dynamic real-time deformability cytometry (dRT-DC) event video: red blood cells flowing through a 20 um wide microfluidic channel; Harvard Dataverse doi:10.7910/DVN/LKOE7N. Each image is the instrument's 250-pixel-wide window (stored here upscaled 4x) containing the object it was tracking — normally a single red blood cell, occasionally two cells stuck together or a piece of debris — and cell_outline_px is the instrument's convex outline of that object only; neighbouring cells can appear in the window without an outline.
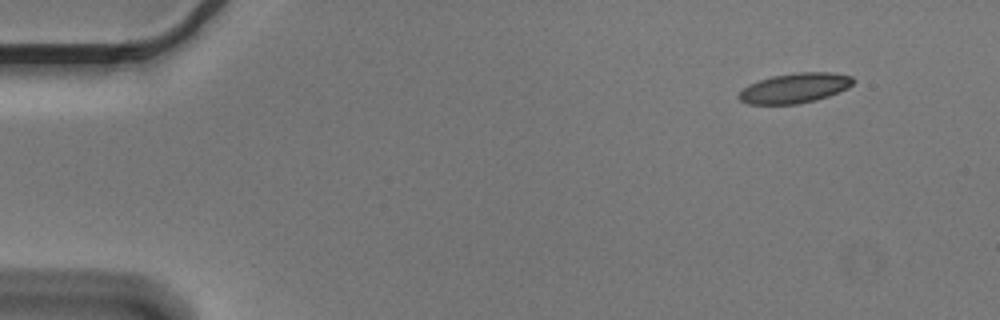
{"species": "Egyptian fruit bat (a non-hibernating species)", "species_latin": "Rousettus aegyptiacus", "temperature_condition": "cold", "stored_images_in_passage": 8, "camera_frame_rate_fps": 3000, "um_per_image_px": 0.085, "animal": {"sex": "male"}, "frame": {"image": 1, "passage_image": 1, "time_ms": 0.0, "image_size_px": [1000, 320], "cell_outline_px": [[856, 80], [848, 88], [828, 96], [816, 100], [796, 104], [748, 104], [740, 100], [736, 96], [748, 84], [772, 76], [796, 72], [832, 72], [852, 76]], "centroid_in_image_um": [67.57, 7.48], "position_along_channel_um": 17.4, "area_um2": 20.0}}
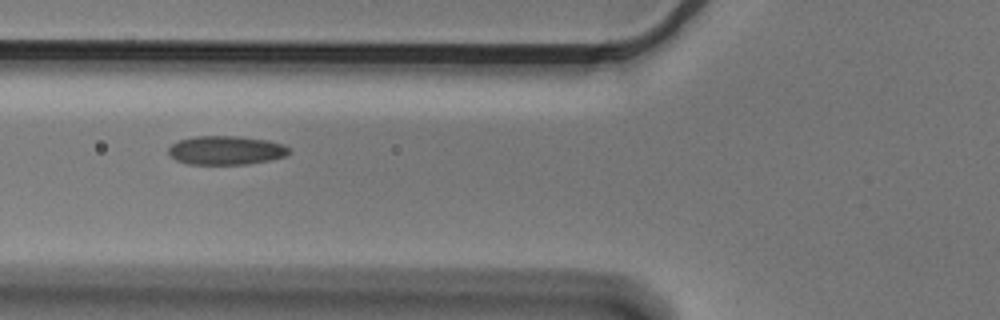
{"frame": {"image": 2, "passage_image": 5, "time_ms": 1.333, "image_size_px": [1000, 320], "cell_outline_px": [[292, 152], [288, 156], [248, 164], [188, 164], [176, 160], [168, 152], [168, 148], [172, 144], [180, 140], [196, 136], [240, 136], [268, 140], [284, 144], [292, 148]], "centroid_in_image_um": [19.28, 12.77], "position_along_channel_um": 106.5, "area_um2": 20.46}}
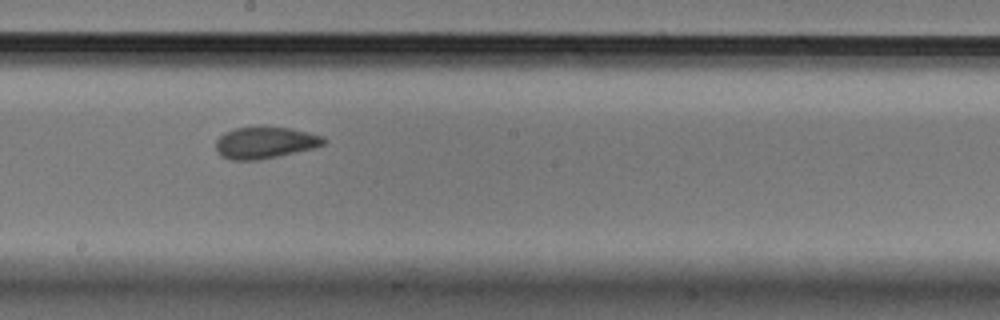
{"frame": {"image": 3, "passage_image": 8, "time_ms": 2.333, "image_size_px": [1000, 320], "cell_outline_px": [[328, 140], [324, 144], [312, 148], [260, 160], [232, 160], [220, 156], [216, 152], [216, 140], [224, 132], [236, 128], [260, 124], [292, 128], [324, 136]], "centroid_in_image_um": [22.51, 12.09], "position_along_channel_um": 225.7, "area_um2": 20.52}}